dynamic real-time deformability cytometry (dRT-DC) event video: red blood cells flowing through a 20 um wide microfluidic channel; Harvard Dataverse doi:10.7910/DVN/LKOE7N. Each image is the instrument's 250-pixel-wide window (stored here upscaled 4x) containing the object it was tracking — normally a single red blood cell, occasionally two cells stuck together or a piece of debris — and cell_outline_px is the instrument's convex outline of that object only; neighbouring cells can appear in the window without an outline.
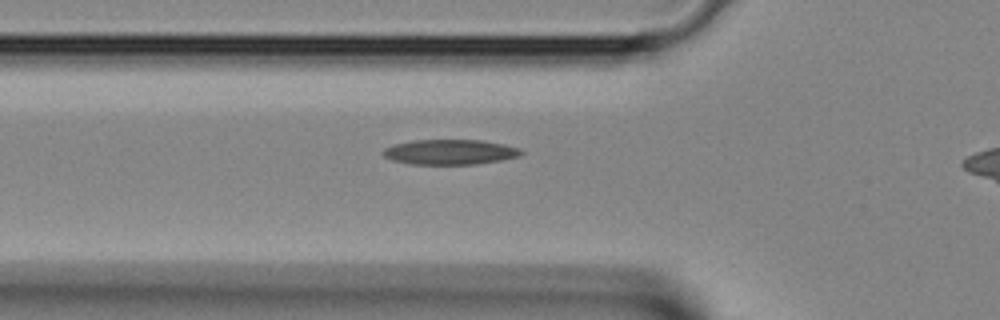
{"species": "Egyptian fruit bat (a non-hibernating species)", "species_latin": "Rousettus aegyptiacus", "temperature_condition": "room temperature", "stored_images_in_passage": 10, "camera_frame_rate_fps": 3000, "um_per_image_px": 0.085, "animal": {"sex": "female"}, "frame": {"image": 1, "passage_image": 4, "time_ms": 1.0, "image_size_px": [1000, 320], "cell_outline_px": [[524, 152], [520, 156], [500, 160], [476, 164], [408, 164], [392, 160], [384, 156], [380, 152], [384, 148], [396, 144], [412, 140], [484, 140], [504, 144], [520, 148]], "centroid_in_image_um": [38.25, 12.92], "position_along_channel_um": 87.6, "area_um2": 20.29}}
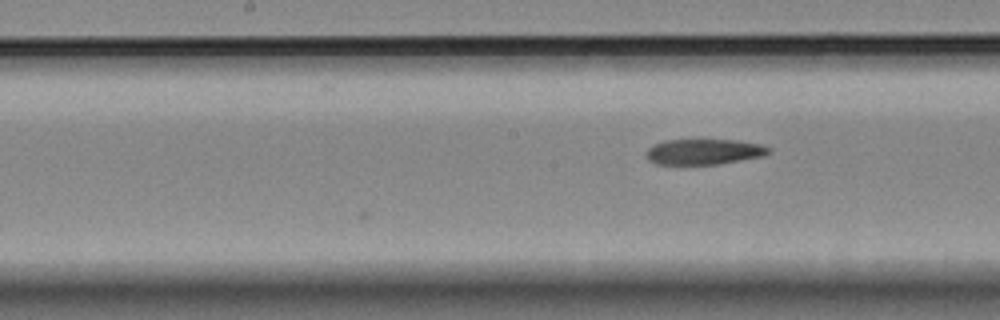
{"frame": {"image": 2, "passage_image": 10, "time_ms": 3.0, "image_size_px": [1000, 320], "cell_outline_px": [[772, 152], [764, 156], [716, 164], [656, 164], [648, 160], [644, 152], [652, 144], [664, 140], [736, 140], [760, 144], [772, 148]], "centroid_in_image_um": [59.82, 12.89], "position_along_channel_um": 188.4, "area_um2": 18.38}}